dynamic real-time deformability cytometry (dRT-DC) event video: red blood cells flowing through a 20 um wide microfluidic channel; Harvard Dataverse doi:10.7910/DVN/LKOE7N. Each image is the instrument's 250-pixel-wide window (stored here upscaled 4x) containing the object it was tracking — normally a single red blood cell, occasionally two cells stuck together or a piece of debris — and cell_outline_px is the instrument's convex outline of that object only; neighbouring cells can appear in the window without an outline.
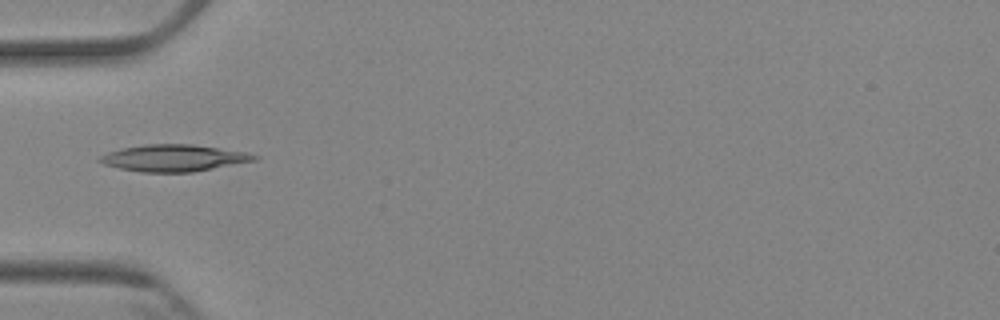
{"species": "Egyptian fruit bat (a non-hibernating species)", "species_latin": "Rousettus aegyptiacus", "temperature_condition": "cold", "stored_images_in_passage": 5, "camera_frame_rate_fps": 3000, "um_per_image_px": 0.085, "animal": {"sex": "female"}, "frame": {"image": 1, "passage_image": 5, "time_ms": 5.667, "image_size_px": [1000, 320], "cell_outline_px": [[260, 156], [256, 160], [192, 172], [140, 172], [120, 168], [104, 164], [96, 160], [96, 156], [120, 148], [144, 144], [192, 144], [248, 152]], "centroid_in_image_um": [14.73, 13.42], "position_along_channel_um": 70.3, "area_um2": 24.22}}